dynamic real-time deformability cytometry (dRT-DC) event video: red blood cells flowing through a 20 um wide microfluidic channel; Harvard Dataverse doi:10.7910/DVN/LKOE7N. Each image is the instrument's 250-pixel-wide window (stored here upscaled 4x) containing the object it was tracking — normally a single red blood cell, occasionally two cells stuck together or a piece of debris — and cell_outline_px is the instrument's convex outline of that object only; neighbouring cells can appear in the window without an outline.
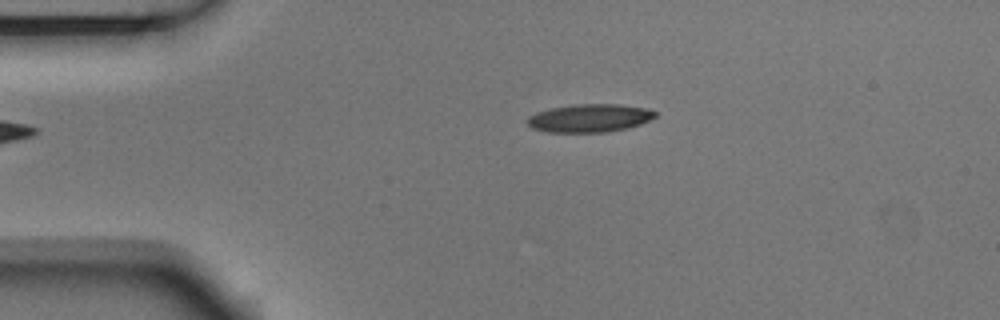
{"species": "Egyptian fruit bat (a non-hibernating species)", "species_latin": "Rousettus aegyptiacus", "temperature_condition": "room temperature", "stored_images_in_passage": 3, "camera_frame_rate_fps": 3000, "um_per_image_px": 0.085, "animal": {"sex": "male"}, "frame": {"image": 1, "passage_image": 3, "time_ms": 0.667, "image_size_px": [1000, 320], "cell_outline_px": [[656, 116], [640, 124], [628, 128], [608, 132], [544, 132], [532, 128], [524, 120], [528, 116], [536, 112], [552, 108], [580, 104], [620, 104], [648, 108], [656, 112]], "centroid_in_image_um": [50.1, 10.04], "position_along_channel_um": 34.9, "area_um2": 21.04}}